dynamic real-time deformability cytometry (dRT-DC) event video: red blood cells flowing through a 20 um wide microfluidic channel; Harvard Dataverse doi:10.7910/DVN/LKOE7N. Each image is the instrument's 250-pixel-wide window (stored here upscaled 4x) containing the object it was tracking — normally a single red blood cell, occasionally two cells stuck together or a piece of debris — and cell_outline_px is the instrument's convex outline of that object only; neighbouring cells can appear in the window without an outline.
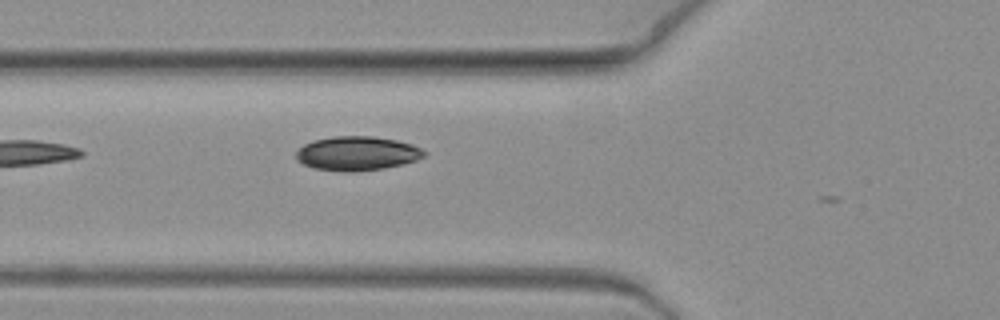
{"species": "common noctule bat (a hibernating species)", "species_latin": "Nyctalus noctula", "temperature_condition": "warm", "stored_images_in_passage": 6, "camera_frame_rate_fps": 3000, "um_per_image_px": 0.085, "animal": {"sex": "female", "body_mass_g": 19.3, "forearm_length_mm": 54.1}, "frame": {"image": 1, "passage_image": 6, "time_ms": 1.667, "image_size_px": [1000, 320], "cell_outline_px": [[428, 152], [424, 156], [416, 160], [384, 168], [348, 172], [344, 172], [316, 168], [304, 164], [296, 160], [296, 152], [304, 144], [316, 140], [336, 136], [372, 136], [396, 140], [412, 144]], "centroid_in_image_um": [30.36, 13.04], "position_along_channel_um": 95.4, "area_um2": 25.2}}